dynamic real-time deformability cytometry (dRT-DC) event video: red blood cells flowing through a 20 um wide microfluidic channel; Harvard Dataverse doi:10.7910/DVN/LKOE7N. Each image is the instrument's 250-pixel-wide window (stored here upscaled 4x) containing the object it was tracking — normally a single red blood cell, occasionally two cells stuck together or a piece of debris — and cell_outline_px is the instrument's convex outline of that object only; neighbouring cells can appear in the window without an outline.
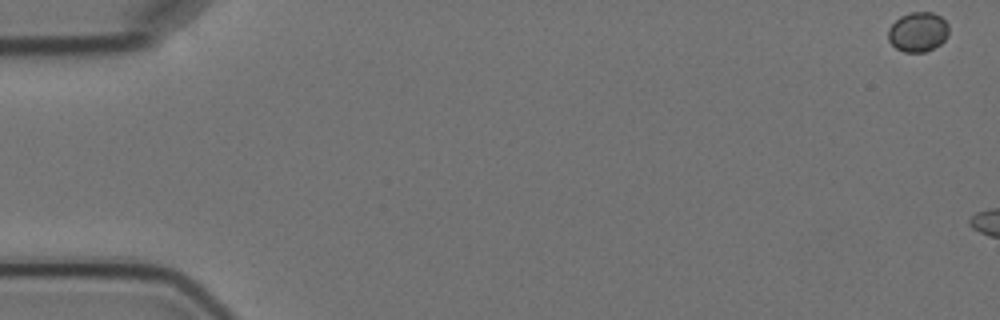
{"species": "Egyptian fruit bat (a non-hibernating species)", "species_latin": "Rousettus aegyptiacus", "temperature_condition": "cold", "stored_images_in_passage": 3, "camera_frame_rate_fps": 3000, "um_per_image_px": 0.085, "animal": {"sex": "female"}, "frame": {"image": 1, "passage_image": 1, "time_ms": 0.0, "image_size_px": [1000, 320], "cell_outline_px": [[948, 36], [940, 44], [924, 52], [904, 52], [896, 48], [888, 40], [888, 28], [900, 16], [912, 12], [932, 12], [940, 16], [948, 24]], "centroid_in_image_um": [78.02, 2.71], "position_along_channel_um": 7.0, "area_um2": 13.99}}